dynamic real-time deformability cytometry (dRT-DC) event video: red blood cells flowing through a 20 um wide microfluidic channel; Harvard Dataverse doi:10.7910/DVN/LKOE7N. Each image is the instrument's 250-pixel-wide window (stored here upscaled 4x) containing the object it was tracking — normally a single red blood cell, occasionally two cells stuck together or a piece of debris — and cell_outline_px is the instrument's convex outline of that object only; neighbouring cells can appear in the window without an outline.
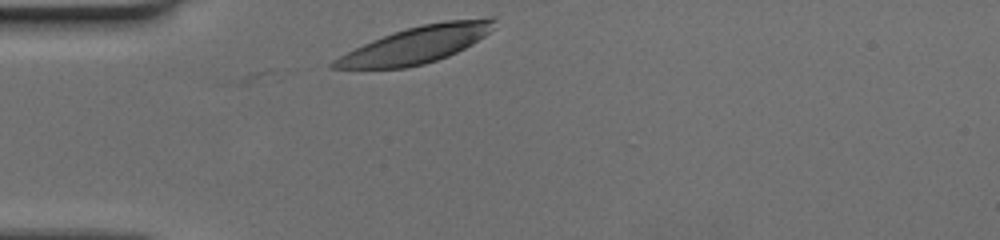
{"species": "human", "species_latin": "Homo sapiens", "temperature_condition": "cold", "stored_images_in_passage": 28, "camera_frame_rate_fps": 3000, "um_per_image_px": 0.085, "donor": {"sex": "female"}, "frame": {"image": 1, "passage_image": 1, "time_ms": 0.0, "image_size_px": [1000, 240], "cell_outline_px": [[496, 20], [488, 32], [484, 36], [472, 44], [448, 56], [424, 64], [404, 68], [328, 68], [328, 64], [332, 60], [372, 40], [408, 28], [424, 24], [444, 20], [492, 16], [496, 16]], "centroid_in_image_um": [35.41, 3.79], "position_along_channel_um": 49.6, "area_um2": 33.93}}
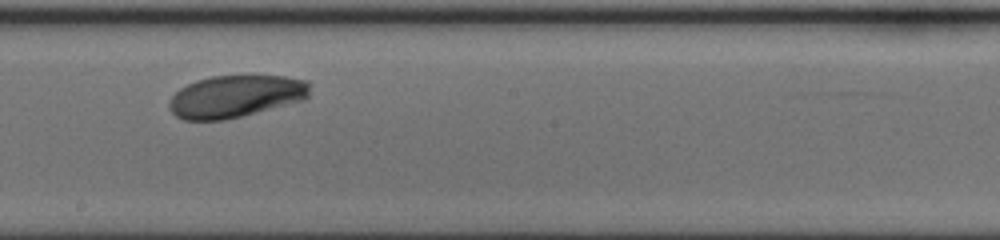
{"frame": {"image": 2, "passage_image": 16, "time_ms": 5.0, "image_size_px": [1000, 240], "cell_outline_px": [[308, 96], [304, 100], [224, 120], [184, 120], [176, 116], [168, 108], [168, 100], [180, 88], [196, 80], [212, 76], [284, 76], [308, 80]], "centroid_in_image_um": [19.99, 8.19], "position_along_channel_um": 228.2, "area_um2": 34.45}}
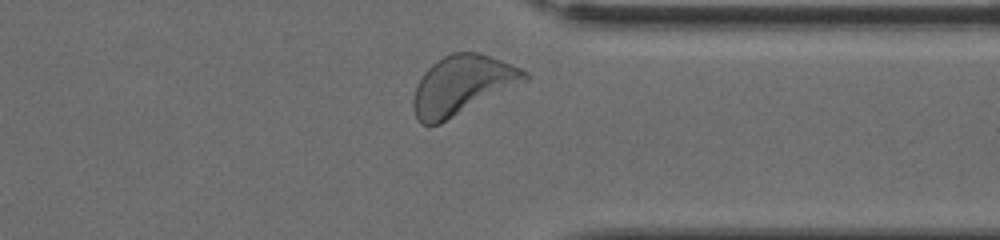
{"frame": {"image": 3, "passage_image": 27, "time_ms": 8.667, "image_size_px": [1000, 240], "cell_outline_px": [[528, 80], [440, 124], [420, 124], [416, 120], [412, 108], [412, 100], [416, 84], [424, 72], [436, 60], [452, 52], [476, 52], [500, 60], [520, 68], [528, 72]], "centroid_in_image_um": [39.24, 7.25], "position_along_channel_um": 372.2, "area_um2": 38.21}}